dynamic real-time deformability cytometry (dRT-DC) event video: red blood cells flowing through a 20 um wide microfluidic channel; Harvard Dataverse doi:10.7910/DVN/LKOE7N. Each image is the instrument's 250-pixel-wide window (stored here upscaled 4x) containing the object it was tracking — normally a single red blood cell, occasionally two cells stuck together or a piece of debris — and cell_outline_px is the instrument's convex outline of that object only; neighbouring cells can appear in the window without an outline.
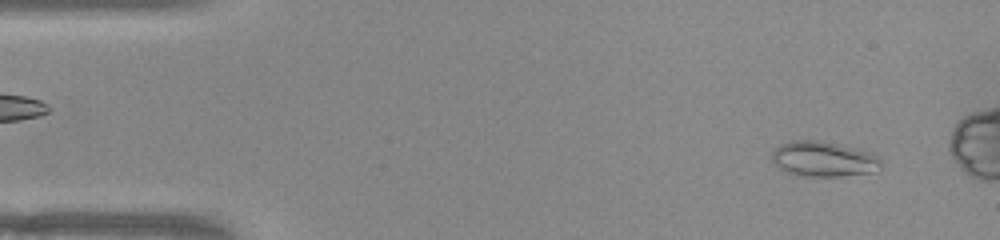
{"species": "common noctule bat (a hibernating species)", "species_latin": "Nyctalus noctula", "temperature_condition": "warm", "stored_images_in_passage": 52, "camera_frame_rate_fps": 3000, "um_per_image_px": 0.085, "animal": {"sex": "female", "body_mass_g": 22.0, "forearm_length_mm": 56.7}, "frame": {"image": 1, "passage_image": 4, "time_ms": 1.0, "image_size_px": [1000, 240], "cell_outline_px": [[880, 168], [876, 172], [840, 176], [800, 176], [788, 172], [780, 168], [772, 160], [772, 152], [780, 144], [796, 140], [820, 140], [860, 148], [872, 152], [880, 156]], "centroid_in_image_um": [70.06, 13.51], "position_along_channel_um": 14.9, "area_um2": 22.66}}
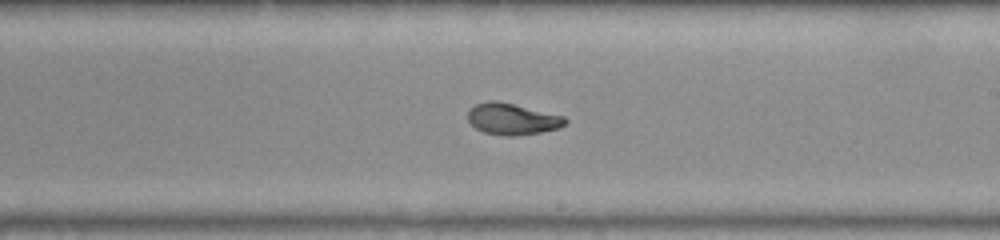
{"frame": {"image": 2, "passage_image": 29, "time_ms": 9.333, "image_size_px": [1000, 240], "cell_outline_px": [[568, 124], [560, 128], [540, 132], [516, 136], [504, 136], [484, 132], [476, 128], [468, 120], [468, 112], [476, 104], [488, 100], [496, 100], [564, 116], [568, 120]], "centroid_in_image_um": [43.57, 10.12], "position_along_channel_um": 245.4, "area_um2": 17.8}}
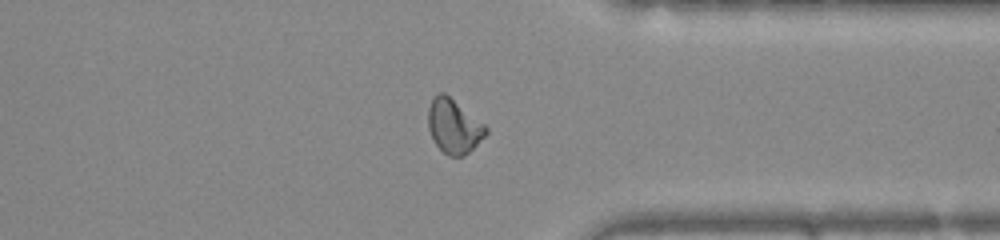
{"frame": {"image": 3, "passage_image": 39, "time_ms": 12.667, "image_size_px": [1000, 240], "cell_outline_px": [[488, 132], [464, 156], [448, 156], [432, 140], [428, 128], [428, 108], [432, 100], [440, 92], [444, 92], [484, 124], [488, 128]], "centroid_in_image_um": [38.55, 10.74], "position_along_channel_um": 372.8, "area_um2": 17.92}, "authors_computed_cell_mechanics": {"area_um2": 18.6694, "velocity_mm_per_s": 3.9641, "shape_relaxation_time_tau1_ms": null, "shape_relaxation_time_tau2_ms": 1.1547, "deformation_change_tau1": null, "deformation_change_tau2": 0.0617}}